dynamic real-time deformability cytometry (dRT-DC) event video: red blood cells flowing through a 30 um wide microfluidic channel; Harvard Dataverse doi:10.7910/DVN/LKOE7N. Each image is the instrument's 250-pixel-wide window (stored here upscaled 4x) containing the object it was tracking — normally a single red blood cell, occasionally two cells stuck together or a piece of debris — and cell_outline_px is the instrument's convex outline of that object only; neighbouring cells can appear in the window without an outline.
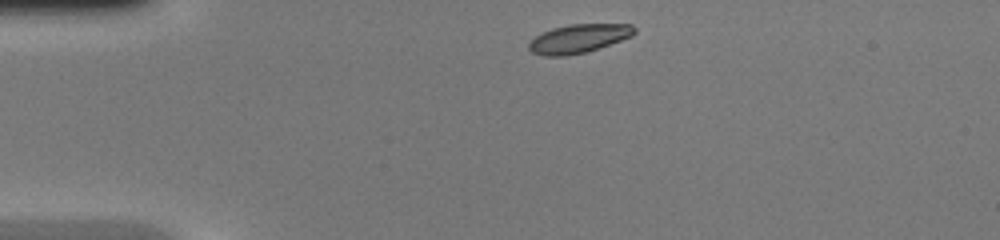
{"species": "common noctule bat (a hibernating species)", "species_latin": "Nyctalus noctula", "temperature_condition": "warm", "stored_images_in_passage": 37, "camera_frame_rate_fps": 3000, "um_per_image_px": 0.085, "animal": {"sex": "female", "body_mass_g": 20.0, "forearm_length_mm": 54.0}, "frame": {"image": 1, "passage_image": 1, "time_ms": 0.0, "image_size_px": [1000, 240], "cell_outline_px": [[636, 32], [632, 36], [588, 52], [564, 56], [544, 56], [532, 52], [528, 48], [528, 44], [536, 36], [552, 28], [568, 24], [632, 24], [636, 28]], "centroid_in_image_um": [49.2, 3.28], "position_along_channel_um": 35.8, "area_um2": 17.69}}
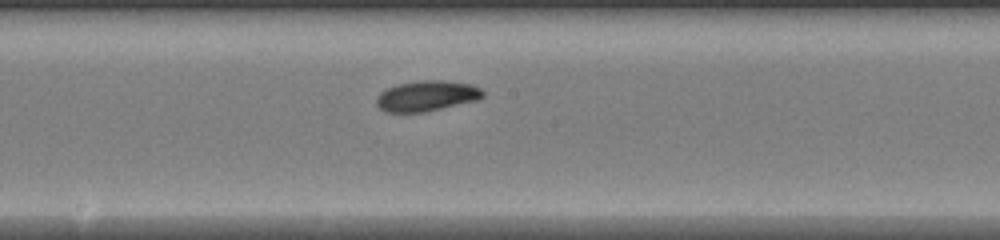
{"frame": {"image": 2, "passage_image": 16, "time_ms": 5.0, "image_size_px": [1000, 240], "cell_outline_px": [[484, 96], [476, 100], [424, 112], [384, 112], [376, 104], [376, 96], [380, 92], [396, 84], [420, 80], [444, 80], [472, 84], [480, 88], [484, 92]], "centroid_in_image_um": [36.25, 8.14], "position_along_channel_um": 212.0, "area_um2": 18.96}}
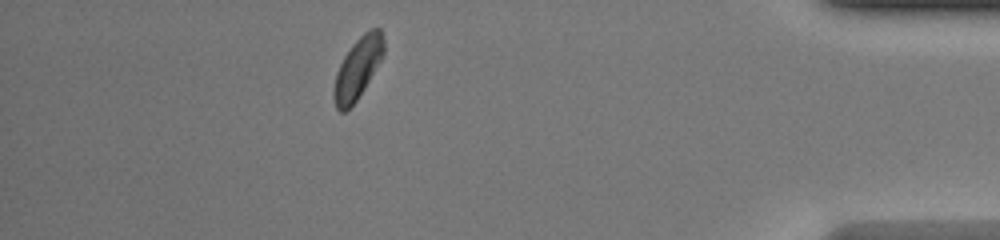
{"frame": {"image": 3, "passage_image": 32, "time_ms": 10.333, "image_size_px": [1000, 240], "cell_outline_px": [[384, 52], [380, 60], [364, 88], [356, 100], [344, 112], [340, 112], [336, 108], [332, 96], [332, 88], [336, 72], [344, 56], [352, 44], [368, 28], [380, 28], [384, 40]], "centroid_in_image_um": [30.37, 5.79], "position_along_channel_um": 404.8, "area_um2": 17.69}}